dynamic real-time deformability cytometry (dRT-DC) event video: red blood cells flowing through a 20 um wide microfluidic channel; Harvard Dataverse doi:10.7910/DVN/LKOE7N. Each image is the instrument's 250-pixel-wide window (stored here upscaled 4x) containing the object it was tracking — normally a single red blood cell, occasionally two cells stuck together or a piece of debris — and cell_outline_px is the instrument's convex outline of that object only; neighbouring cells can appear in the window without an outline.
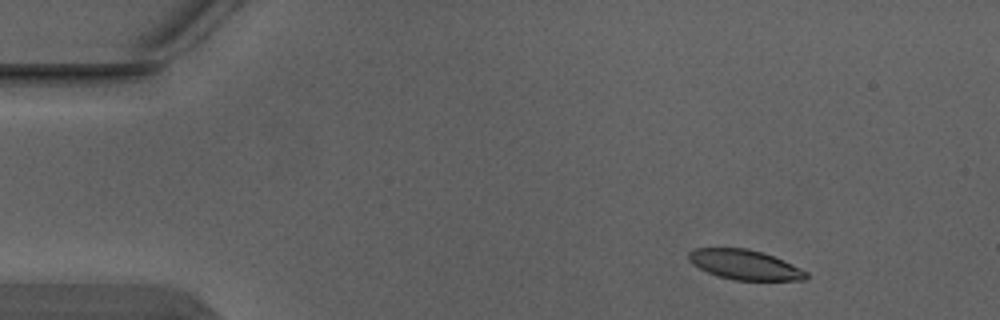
{"species": "Egyptian fruit bat (a non-hibernating species)", "species_latin": "Rousettus aegyptiacus", "temperature_condition": "warm", "stored_images_in_passage": 3, "camera_frame_rate_fps": 3000, "um_per_image_px": 0.085, "animal": {"sex": "male"}, "frame": {"image": 1, "passage_image": 1, "time_ms": 0.0, "image_size_px": [1000, 320], "cell_outline_px": [[808, 280], [732, 280], [708, 272], [692, 264], [688, 260], [688, 252], [692, 248], [744, 248], [760, 252], [772, 256], [800, 268], [808, 272]], "centroid_in_image_um": [63.28, 22.5], "position_along_channel_um": 21.7, "area_um2": 20.23}}